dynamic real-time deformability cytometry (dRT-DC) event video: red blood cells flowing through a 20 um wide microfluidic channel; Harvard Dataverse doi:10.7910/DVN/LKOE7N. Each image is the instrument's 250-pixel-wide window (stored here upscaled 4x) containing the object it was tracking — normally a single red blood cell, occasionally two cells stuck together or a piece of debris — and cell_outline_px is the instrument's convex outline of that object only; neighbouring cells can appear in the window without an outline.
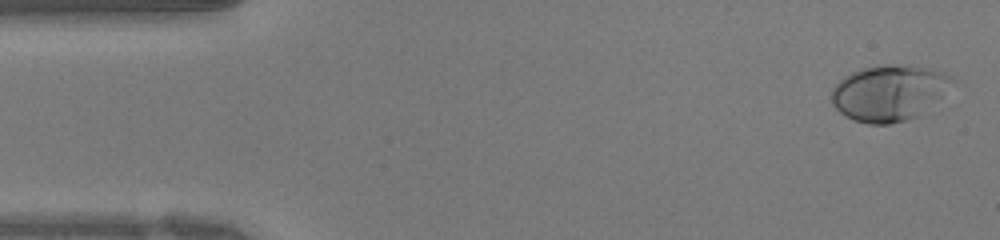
{"species": "human", "species_latin": "Homo sapiens", "temperature_condition": "warm", "stored_images_in_passage": 41, "camera_frame_rate_fps": 3000, "um_per_image_px": 0.085, "donor": {"sex": "female"}, "frame": {"image": 1, "passage_image": 1, "time_ms": 0.0, "image_size_px": [1000, 240], "cell_outline_px": [[956, 80], [920, 116], [892, 124], [868, 124], [844, 116], [832, 104], [832, 88], [844, 76], [852, 72], [864, 68], [880, 64], [908, 64], [928, 68], [944, 72], [956, 76]], "centroid_in_image_um": [75.59, 7.87], "position_along_channel_um": 9.4, "area_um2": 39.54}}
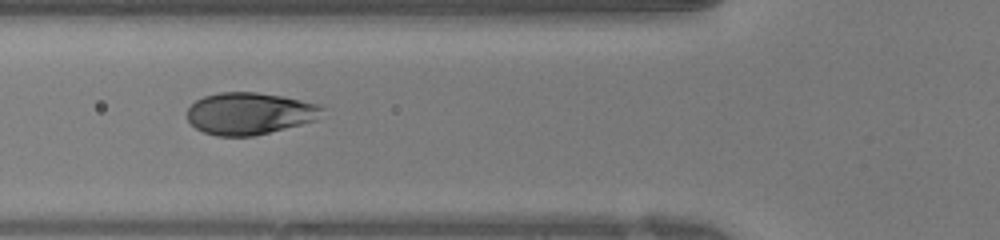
{"frame": {"image": 2, "passage_image": 14, "time_ms": 4.333, "image_size_px": [1000, 240], "cell_outline_px": [[324, 108], [316, 120], [252, 136], [216, 136], [204, 132], [196, 128], [188, 120], [188, 108], [196, 100], [204, 96], [220, 92], [256, 92], [284, 96], [316, 104]], "centroid_in_image_um": [21.18, 9.64], "position_along_channel_um": 104.6, "area_um2": 32.71}}
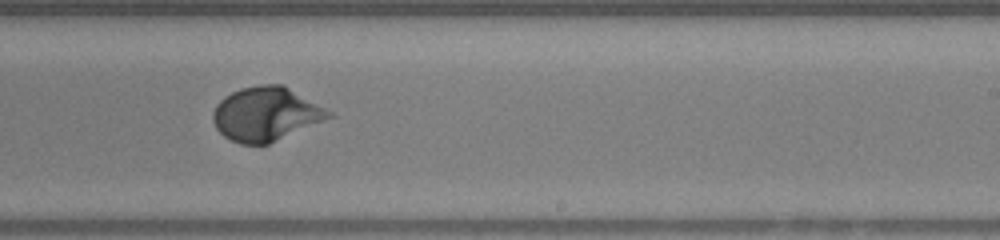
{"frame": {"image": 3, "passage_image": 24, "time_ms": 7.667, "image_size_px": [1000, 240], "cell_outline_px": [[336, 116], [268, 144], [240, 144], [224, 136], [216, 128], [212, 120], [212, 112], [216, 104], [224, 96], [240, 88], [260, 84], [284, 84], [332, 112]], "centroid_in_image_um": [22.61, 9.68], "position_along_channel_um": 266.4, "area_um2": 36.59}}